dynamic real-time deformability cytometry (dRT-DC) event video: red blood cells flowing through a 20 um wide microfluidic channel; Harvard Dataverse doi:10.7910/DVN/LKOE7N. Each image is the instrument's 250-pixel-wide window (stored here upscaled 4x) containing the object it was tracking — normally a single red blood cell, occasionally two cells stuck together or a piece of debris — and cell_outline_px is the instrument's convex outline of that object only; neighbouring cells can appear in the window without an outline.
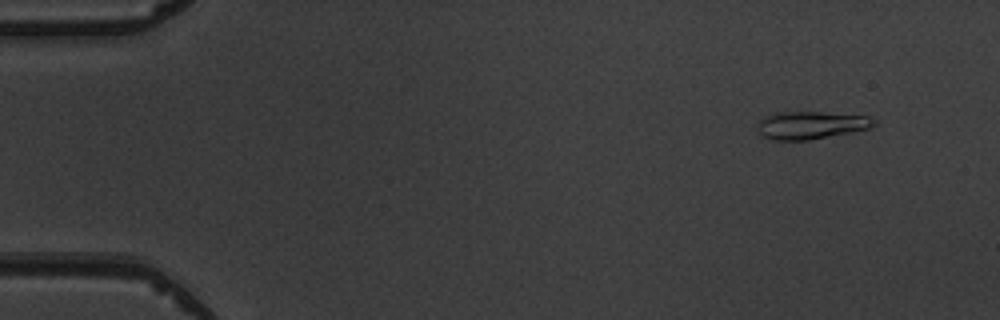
{"species": "common noctule bat (a hibernating species)", "species_latin": "Nyctalus noctula", "temperature_condition": "warm", "stored_images_in_passage": 5, "camera_frame_rate_fps": 3000, "um_per_image_px": 0.085, "animal": {"sex": "male", "body_mass_g": 19.5, "forearm_length_mm": 54.6}, "frame": {"image": 1, "passage_image": 2, "time_ms": 1.0, "image_size_px": [1000, 320], "cell_outline_px": [[876, 124], [872, 128], [852, 132], [808, 140], [772, 140], [760, 136], [756, 124], [764, 116], [776, 112], [824, 112], [868, 116], [876, 120]], "centroid_in_image_um": [68.91, 10.64], "position_along_channel_um": 16.1, "area_um2": 19.07}}